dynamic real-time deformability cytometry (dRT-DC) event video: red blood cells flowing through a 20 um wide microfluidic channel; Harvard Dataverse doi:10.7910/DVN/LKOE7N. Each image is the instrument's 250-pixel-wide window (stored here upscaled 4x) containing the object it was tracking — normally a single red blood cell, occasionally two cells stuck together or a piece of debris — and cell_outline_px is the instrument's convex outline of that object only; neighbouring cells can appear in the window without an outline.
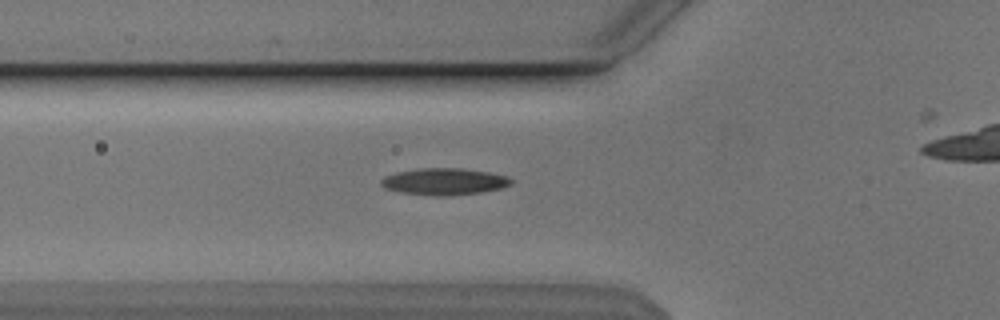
{"species": "Egyptian fruit bat (a non-hibernating species)", "species_latin": "Rousettus aegyptiacus", "temperature_condition": "cold", "stored_images_in_passage": 19, "camera_frame_rate_fps": 3000, "um_per_image_px": 0.085, "animal": {"sex": "male"}, "frame": {"image": 1, "passage_image": 4, "time_ms": 1.0, "image_size_px": [1000, 320], "cell_outline_px": [[512, 184], [504, 188], [480, 192], [444, 196], [436, 196], [400, 192], [384, 188], [380, 184], [380, 180], [384, 176], [396, 172], [420, 168], [464, 168], [488, 172], [504, 176], [512, 180]], "centroid_in_image_um": [37.73, 15.43], "position_along_channel_um": 88.1, "area_um2": 20.29}}
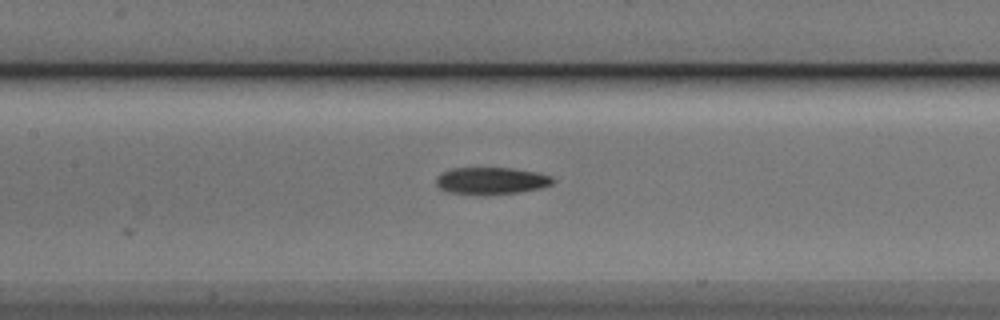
{"frame": {"image": 2, "passage_image": 10, "time_ms": 3.0, "image_size_px": [1000, 320], "cell_outline_px": [[556, 180], [552, 184], [540, 188], [520, 192], [448, 192], [440, 188], [436, 184], [436, 176], [440, 172], [452, 168], [512, 168], [536, 172], [552, 176]], "centroid_in_image_um": [41.77, 15.31], "position_along_channel_um": 165.6, "area_um2": 17.74}}
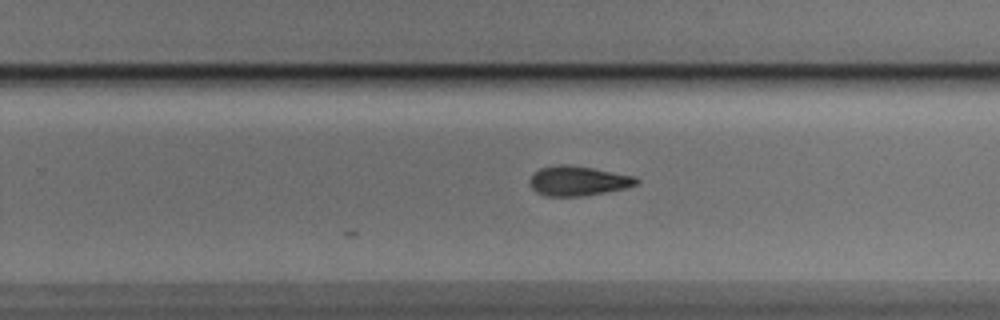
{"frame": {"image": 3, "passage_image": 19, "time_ms": 6.0, "image_size_px": [1000, 320], "cell_outline_px": [[640, 180], [636, 184], [624, 188], [584, 196], [544, 196], [536, 192], [528, 184], [528, 180], [532, 172], [540, 168], [560, 164], [572, 164], [636, 176]], "centroid_in_image_um": [49.08, 15.36], "position_along_channel_um": 280.7, "area_um2": 18.73}}